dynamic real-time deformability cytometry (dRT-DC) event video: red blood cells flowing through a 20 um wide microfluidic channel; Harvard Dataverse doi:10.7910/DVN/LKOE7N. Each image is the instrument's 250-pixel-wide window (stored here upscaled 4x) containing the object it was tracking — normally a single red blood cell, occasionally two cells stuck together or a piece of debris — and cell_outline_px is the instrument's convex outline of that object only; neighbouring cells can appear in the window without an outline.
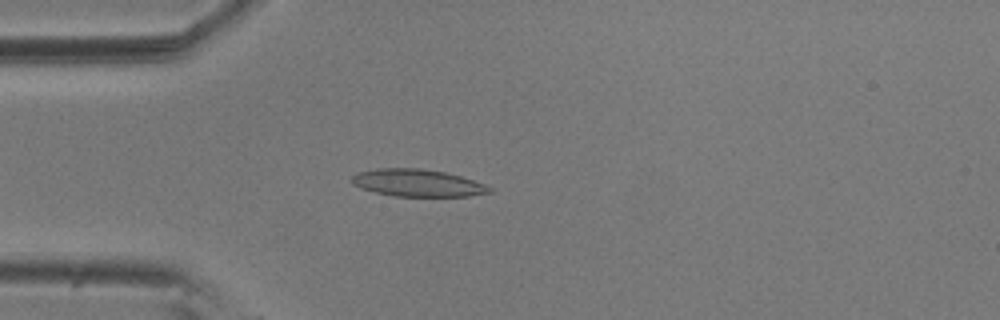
{"species": "common noctule bat (a hibernating species)", "species_latin": "Nyctalus noctula", "temperature_condition": "room temperature", "stored_images_in_passage": 56, "camera_frame_rate_fps": 3000, "um_per_image_px": 0.085, "animal": {"sex": "male", "body_mass_g": 20.5, "forearm_length_mm": 52.5}, "frame": {"image": 1, "passage_image": 15, "time_ms": 4.667, "image_size_px": [1000, 320], "cell_outline_px": [[492, 192], [468, 196], [396, 196], [376, 192], [360, 188], [352, 184], [348, 180], [352, 176], [360, 172], [376, 168], [420, 168], [444, 172], [460, 176], [484, 184], [492, 188]], "centroid_in_image_um": [35.45, 15.54], "position_along_channel_um": 49.6, "area_um2": 21.79}}
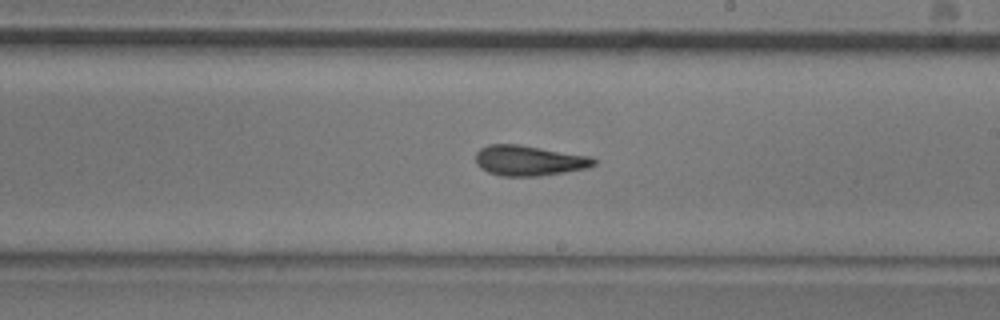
{"frame": {"image": 2, "passage_image": 32, "time_ms": 10.333, "image_size_px": [1000, 320], "cell_outline_px": [[596, 164], [588, 168], [540, 176], [500, 176], [488, 172], [480, 168], [476, 164], [476, 152], [480, 148], [488, 144], [520, 144], [588, 156], [596, 160]], "centroid_in_image_um": [44.93, 13.65], "position_along_channel_um": 244.1, "area_um2": 20.92}}
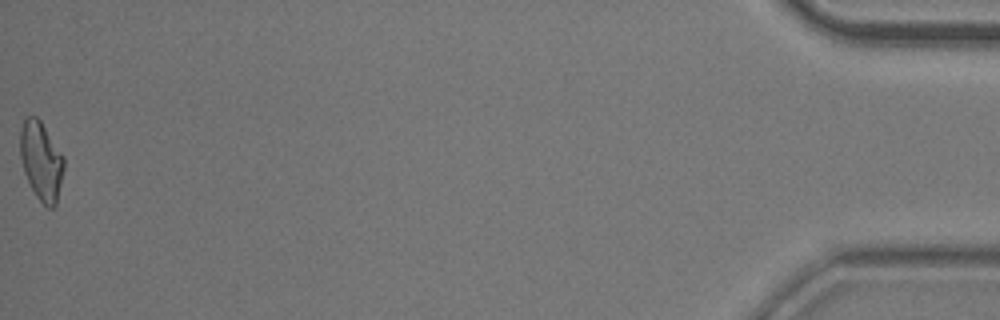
{"frame": {"image": 3, "passage_image": 56, "time_ms": 18.333, "image_size_px": [1000, 320], "cell_outline_px": [[64, 168], [56, 204], [52, 208], [48, 208], [36, 196], [24, 172], [20, 156], [20, 132], [24, 120], [28, 116], [36, 116], [40, 120], [64, 156]], "centroid_in_image_um": [3.51, 13.67], "position_along_channel_um": 431.7, "area_um2": 19.83}, "authors_computed_cell_mechanics": {"area_um2": 20.8947, "velocity_mm_per_s": 3.6009, "shape_relaxation_time_tau1_ms": null, "shape_relaxation_time_tau2_ms": 2.5539, "deformation_change_tau1": null, "deformation_change_tau2": 0.1115}}